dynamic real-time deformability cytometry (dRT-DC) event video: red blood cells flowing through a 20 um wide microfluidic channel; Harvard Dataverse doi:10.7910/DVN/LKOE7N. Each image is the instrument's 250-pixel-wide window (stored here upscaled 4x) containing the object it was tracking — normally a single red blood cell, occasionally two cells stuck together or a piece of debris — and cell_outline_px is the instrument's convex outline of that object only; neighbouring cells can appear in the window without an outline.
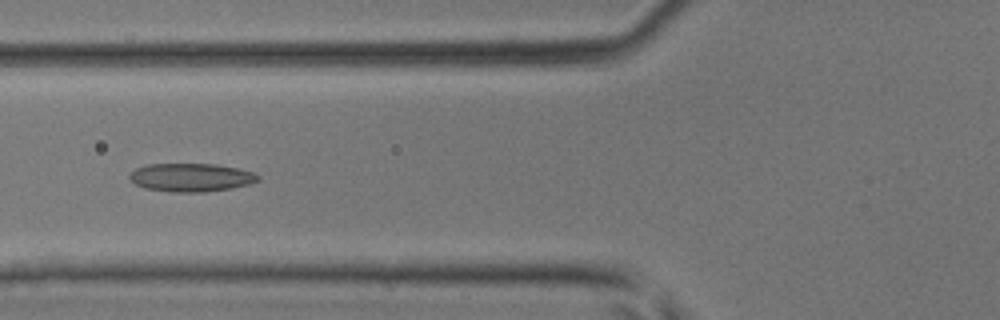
{"species": "common noctule bat (a hibernating species)", "species_latin": "Nyctalus noctula", "temperature_condition": "room temperature", "stored_images_in_passage": 44, "camera_frame_rate_fps": 3000, "um_per_image_px": 0.085, "animal": {"sex": "male", "body_mass_g": 17.9, "forearm_length_mm": 54.2}, "frame": {"image": 1, "passage_image": 17, "time_ms": 5.333, "image_size_px": [1000, 320], "cell_outline_px": [[260, 180], [248, 184], [232, 188], [204, 192], [168, 192], [144, 188], [136, 184], [128, 176], [136, 168], [144, 164], [216, 164], [236, 168], [252, 172], [260, 176]], "centroid_in_image_um": [16.23, 15.08], "position_along_channel_um": 109.6, "area_um2": 21.21}}
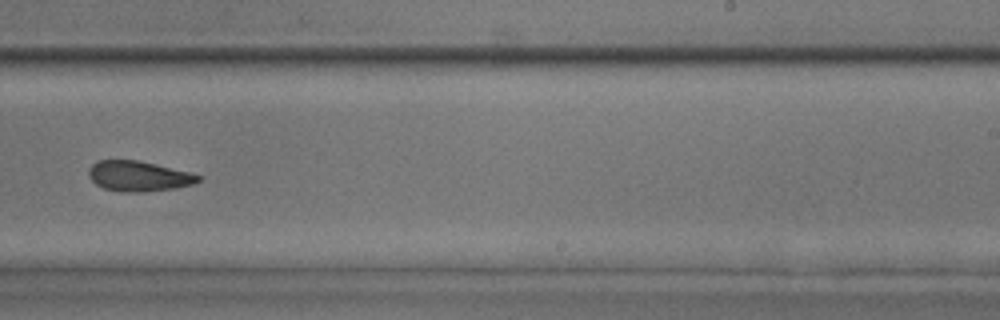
{"frame": {"image": 2, "passage_image": 28, "time_ms": 9.0, "image_size_px": [1000, 320], "cell_outline_px": [[204, 176], [200, 180], [192, 184], [176, 188], [144, 192], [120, 192], [104, 188], [96, 184], [88, 176], [88, 168], [96, 160], [140, 160], [192, 172]], "centroid_in_image_um": [11.8, 14.96], "position_along_channel_um": 277.2, "area_um2": 19.71}}
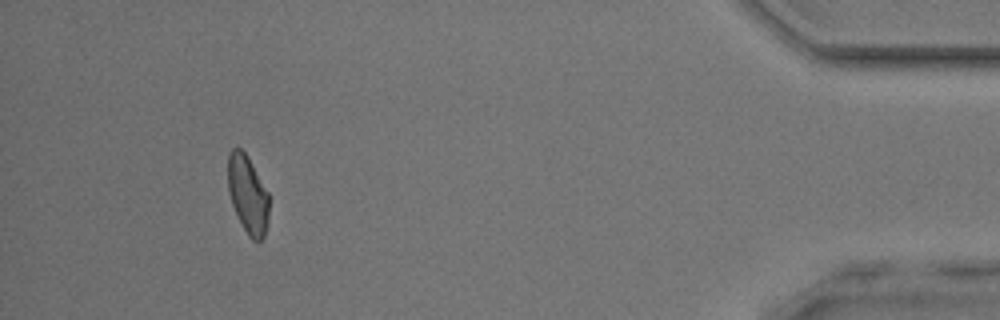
{"frame": {"image": 3, "passage_image": 41, "time_ms": 13.333, "image_size_px": [1000, 320], "cell_outline_px": [[268, 220], [264, 236], [256, 244], [248, 236], [232, 204], [228, 192], [228, 152], [232, 148], [240, 148], [248, 156], [268, 192]], "centroid_in_image_um": [21.05, 16.52], "position_along_channel_um": 414.1, "area_um2": 18.67}}